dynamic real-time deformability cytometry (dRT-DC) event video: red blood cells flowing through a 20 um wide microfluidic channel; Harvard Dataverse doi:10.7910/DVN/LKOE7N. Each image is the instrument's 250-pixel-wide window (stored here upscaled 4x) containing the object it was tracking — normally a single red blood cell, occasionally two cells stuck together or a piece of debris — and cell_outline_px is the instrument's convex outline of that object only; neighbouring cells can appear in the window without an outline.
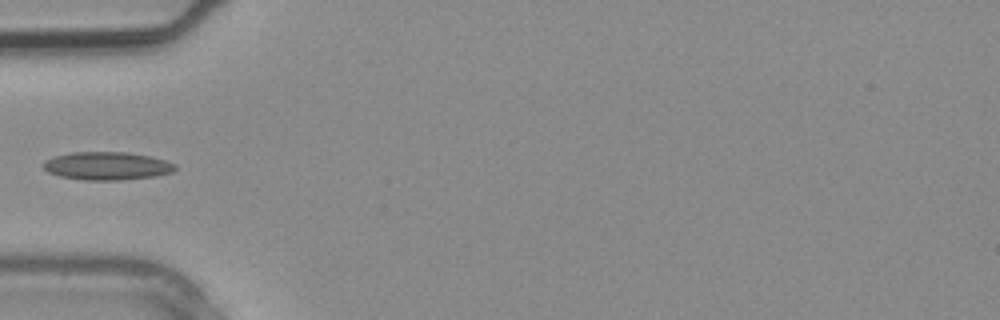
{"species": "common noctule bat (a hibernating species)", "species_latin": "Nyctalus noctula", "temperature_condition": "warm", "stored_images_in_passage": 2, "camera_frame_rate_fps": 3000, "um_per_image_px": 0.085, "animal": {"sex": "male", "body_mass_g": 20.4}, "frame": {"image": 1, "passage_image": 2, "time_ms": 0.333, "image_size_px": [1000, 320], "cell_outline_px": [[176, 168], [172, 172], [156, 176], [120, 180], [84, 180], [60, 176], [48, 172], [44, 168], [44, 160], [56, 156], [72, 152], [128, 152], [152, 156], [176, 164]], "centroid_in_image_um": [9.12, 14.1], "position_along_channel_um": 75.9, "area_um2": 21.56}}